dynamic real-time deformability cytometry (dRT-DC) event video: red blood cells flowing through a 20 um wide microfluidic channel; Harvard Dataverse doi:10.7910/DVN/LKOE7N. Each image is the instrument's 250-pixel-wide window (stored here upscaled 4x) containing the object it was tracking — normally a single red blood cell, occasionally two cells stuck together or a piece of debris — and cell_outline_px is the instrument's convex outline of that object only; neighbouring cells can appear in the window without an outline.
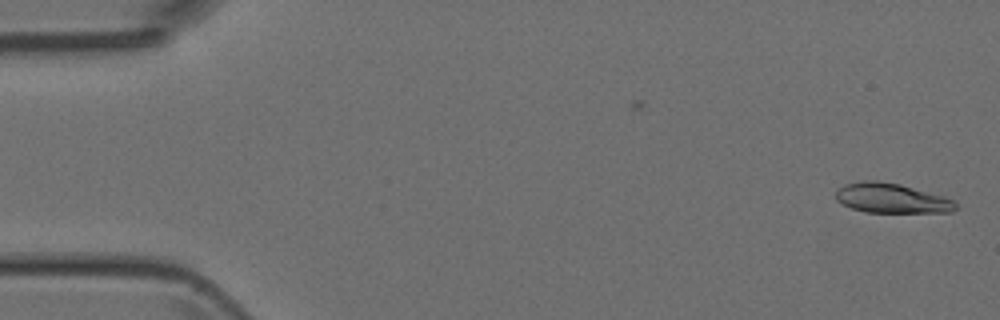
{"species": "Egyptian fruit bat (a non-hibernating species)", "species_latin": "Rousettus aegyptiacus", "temperature_condition": "room temperature", "stored_images_in_passage": 5, "camera_frame_rate_fps": 3000, "um_per_image_px": 0.085, "animal": {"sex": "female"}, "frame": {"image": 1, "passage_image": 1, "time_ms": 0.0, "image_size_px": [1000, 320], "cell_outline_px": [[956, 208], [952, 212], [864, 212], [840, 204], [836, 200], [836, 188], [844, 184], [864, 180], [876, 180], [900, 184], [944, 196], [952, 200], [956, 204]], "centroid_in_image_um": [75.72, 16.84], "position_along_channel_um": 9.3, "area_um2": 20.87}}